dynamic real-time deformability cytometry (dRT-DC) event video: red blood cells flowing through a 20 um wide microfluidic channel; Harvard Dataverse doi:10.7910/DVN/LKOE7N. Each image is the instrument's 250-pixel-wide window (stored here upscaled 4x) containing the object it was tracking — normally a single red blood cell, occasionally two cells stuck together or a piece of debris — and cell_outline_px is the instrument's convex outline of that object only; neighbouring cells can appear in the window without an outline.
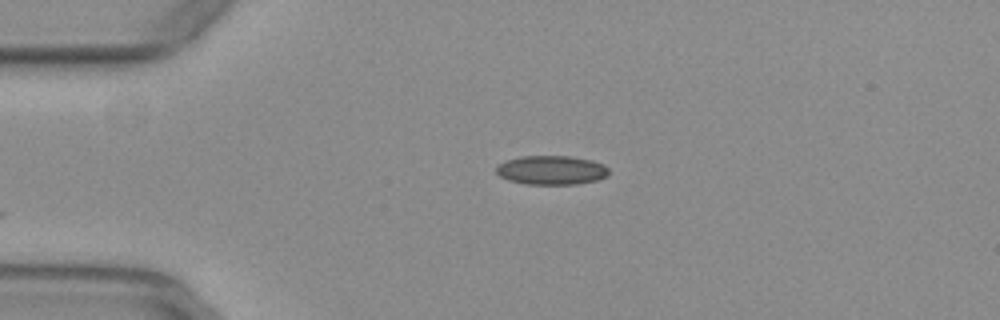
{"species": "common noctule bat (a hibernating species)", "species_latin": "Nyctalus noctula", "temperature_condition": "warm", "stored_images_in_passage": 29, "camera_frame_rate_fps": 3000, "um_per_image_px": 0.085, "animal": {"sex": "female", "body_mass_g": 29.2, "forearm_length_mm": 56.3}, "frame": {"image": 1, "passage_image": 1, "time_ms": 0.0, "image_size_px": [1000, 320], "cell_outline_px": [[608, 176], [596, 180], [576, 184], [524, 184], [508, 180], [500, 176], [496, 172], [496, 164], [504, 160], [520, 156], [572, 156], [592, 160], [604, 164], [608, 168]], "centroid_in_image_um": [46.84, 14.45], "position_along_channel_um": 38.2, "area_um2": 19.31}}
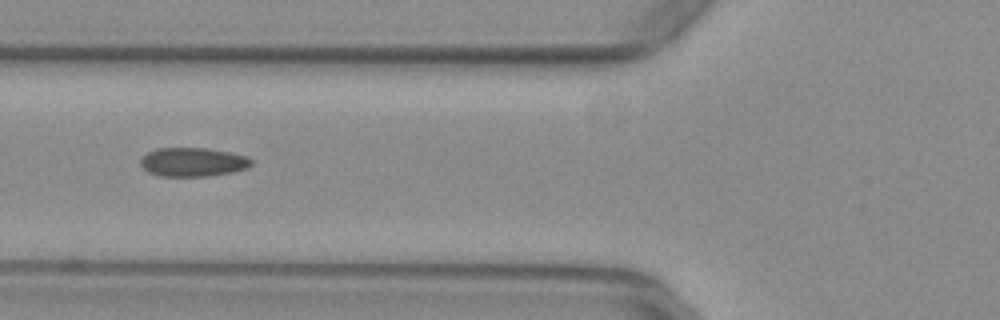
{"frame": {"image": 2, "passage_image": 9, "time_ms": 2.667, "image_size_px": [1000, 320], "cell_outline_px": [[252, 164], [248, 168], [232, 172], [208, 176], [160, 176], [148, 172], [140, 164], [140, 160], [148, 152], [156, 148], [208, 148], [248, 156], [252, 160]], "centroid_in_image_um": [16.41, 13.77], "position_along_channel_um": 109.4, "area_um2": 18.67}}
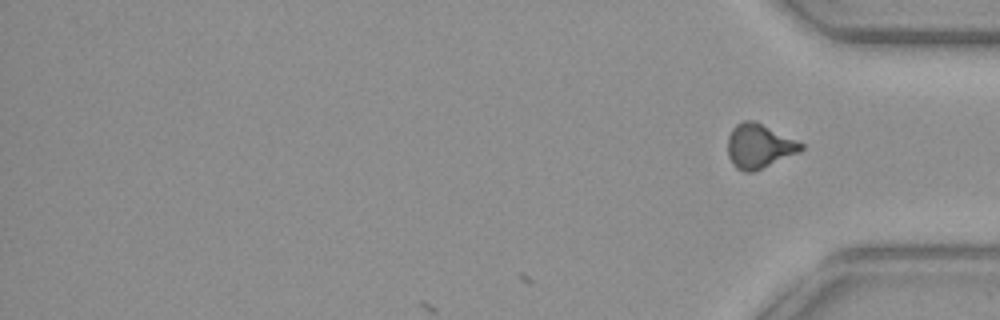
{"frame": {"image": 3, "passage_image": 29, "time_ms": 9.333, "image_size_px": [1000, 320], "cell_outline_px": [[804, 148], [800, 152], [752, 172], [744, 172], [736, 168], [732, 164], [728, 156], [728, 136], [732, 128], [736, 124], [744, 120], [756, 120], [804, 144]], "centroid_in_image_um": [64.51, 12.4], "position_along_channel_um": 370.7, "area_um2": 19.02}, "authors_computed_cell_mechanics": {"area_um2": 18.7272, "velocity_mm_per_s": 3.9388, "shape_relaxation_time_tau1_ms": null, "shape_relaxation_time_tau2_ms": 1.8064, "deformation_change_tau1": null, "deformation_change_tau2": 0.0676}}